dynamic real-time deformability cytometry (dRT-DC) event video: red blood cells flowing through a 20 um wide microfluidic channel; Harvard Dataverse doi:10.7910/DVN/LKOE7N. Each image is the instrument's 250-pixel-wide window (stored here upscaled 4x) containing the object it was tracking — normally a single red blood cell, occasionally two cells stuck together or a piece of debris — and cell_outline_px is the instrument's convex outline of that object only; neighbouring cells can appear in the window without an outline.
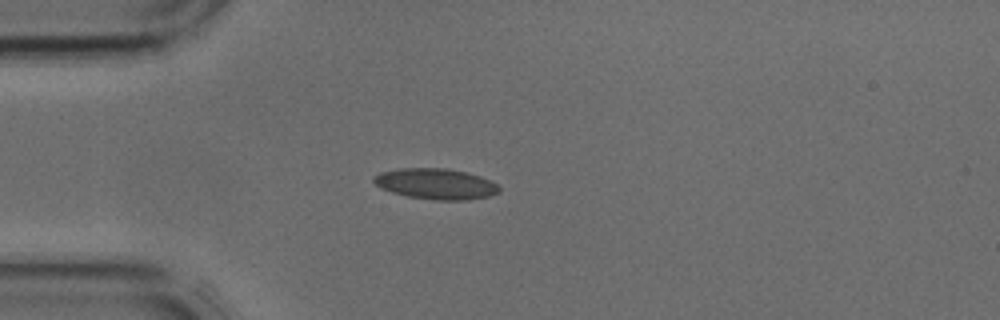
{"species": "common noctule bat (a hibernating species)", "species_latin": "Nyctalus noctula", "temperature_condition": "cold", "stored_images_in_passage": 31, "camera_frame_rate_fps": 3000, "um_per_image_px": 0.085, "animal": {"sex": "male", "body_mass_g": 17.9, "forearm_length_mm": 54.2}, "frame": {"image": 1, "passage_image": 1, "time_ms": 0.0, "image_size_px": [1000, 320], "cell_outline_px": [[500, 192], [488, 196], [468, 200], [436, 200], [408, 196], [392, 192], [380, 188], [372, 180], [372, 176], [380, 172], [400, 168], [448, 168], [468, 172], [480, 176], [496, 184], [500, 188]], "centroid_in_image_um": [37.03, 15.62], "position_along_channel_um": 48.0, "area_um2": 22.54}}
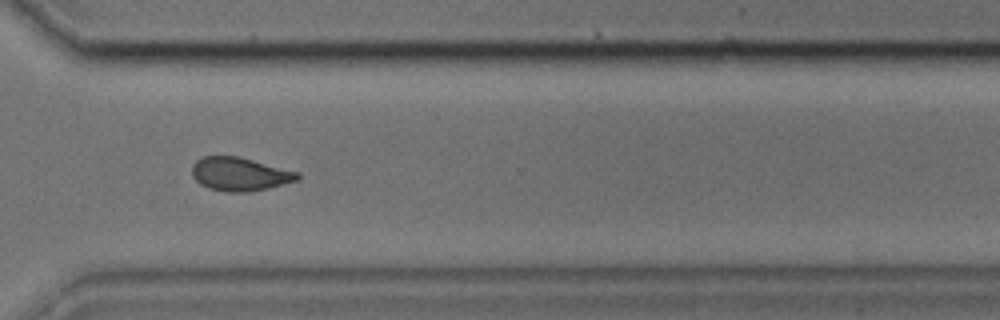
{"frame": {"image": 2, "passage_image": 21, "time_ms": 6.667, "image_size_px": [1000, 320], "cell_outline_px": [[300, 180], [268, 188], [248, 192], [224, 192], [208, 188], [200, 184], [192, 176], [192, 164], [196, 160], [204, 156], [236, 156], [300, 172]], "centroid_in_image_um": [20.38, 14.81], "position_along_channel_um": 350.2, "area_um2": 20.69}}
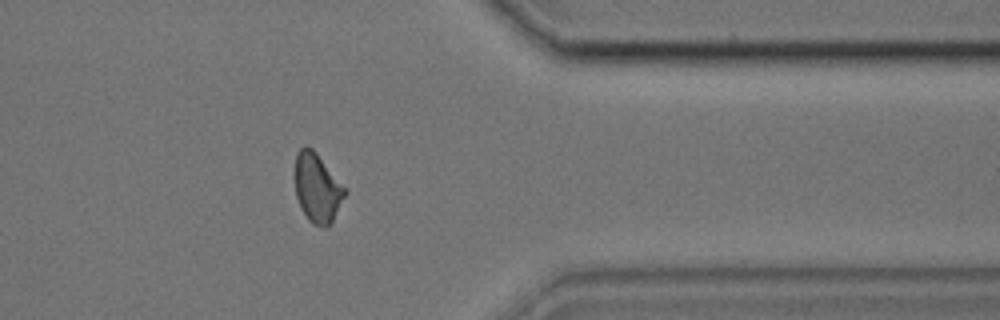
{"frame": {"image": 3, "passage_image": 24, "time_ms": 7.667, "image_size_px": [1000, 320], "cell_outline_px": [[348, 192], [332, 224], [324, 228], [312, 224], [308, 220], [300, 208], [296, 196], [292, 172], [296, 152], [304, 144], [312, 148], [316, 152], [348, 188]], "centroid_in_image_um": [26.96, 15.96], "position_along_channel_um": 384.4, "area_um2": 21.33}}